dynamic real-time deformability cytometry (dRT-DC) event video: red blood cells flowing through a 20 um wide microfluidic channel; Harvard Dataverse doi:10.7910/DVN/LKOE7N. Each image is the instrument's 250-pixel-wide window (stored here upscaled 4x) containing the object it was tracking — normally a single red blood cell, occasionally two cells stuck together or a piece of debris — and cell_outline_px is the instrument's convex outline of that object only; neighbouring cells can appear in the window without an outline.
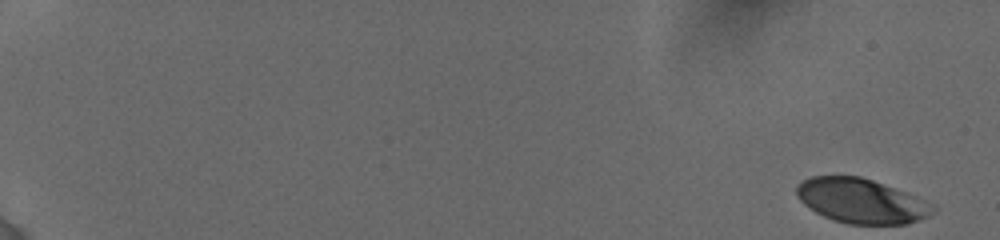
{"species": "human", "species_latin": "Homo sapiens", "temperature_condition": "cold", "stored_images_in_passage": 9, "camera_frame_rate_fps": 3000, "um_per_image_px": 0.085, "donor": {"sex": "female"}, "frame": {"image": 1, "passage_image": 1, "time_ms": 0.0, "image_size_px": [1000, 240], "cell_outline_px": [[936, 208], [928, 216], [920, 220], [904, 224], [848, 224], [832, 220], [816, 212], [804, 204], [796, 196], [796, 184], [812, 176], [860, 176], [872, 180], [904, 192]], "centroid_in_image_um": [73.12, 17.08], "position_along_channel_um": 11.9, "area_um2": 34.85}}
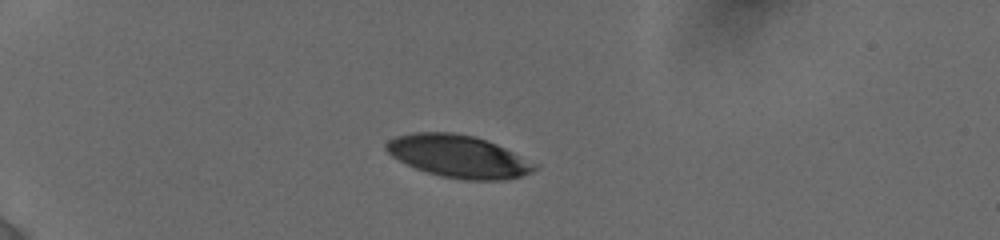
{"frame": {"image": 2, "passage_image": 6, "time_ms": 5.0, "image_size_px": [1000, 240], "cell_outline_px": [[540, 164], [532, 172], [520, 176], [504, 180], [464, 180], [440, 176], [416, 168], [392, 156], [384, 148], [384, 144], [388, 140], [396, 136], [412, 132], [452, 132], [476, 136], [496, 144]], "centroid_in_image_um": [38.98, 13.28], "position_along_channel_um": 46.0, "area_um2": 36.82}}
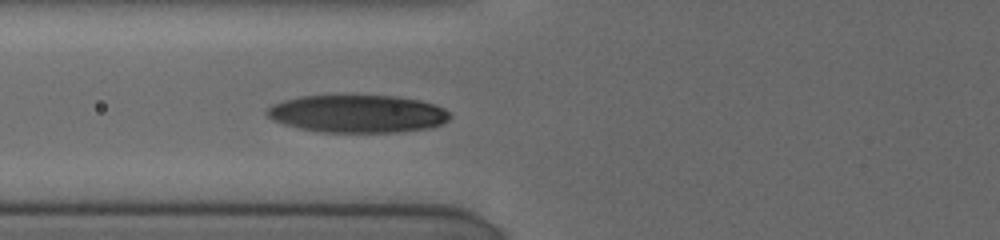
{"frame": {"image": 3, "passage_image": 9, "time_ms": 7.667, "image_size_px": [1000, 240], "cell_outline_px": [[452, 116], [444, 124], [432, 128], [400, 132], [324, 132], [300, 128], [284, 124], [272, 120], [264, 112], [272, 104], [284, 100], [300, 96], [392, 96], [420, 100], [444, 108]], "centroid_in_image_um": [30.42, 9.68], "position_along_channel_um": 95.4, "area_um2": 40.23}}